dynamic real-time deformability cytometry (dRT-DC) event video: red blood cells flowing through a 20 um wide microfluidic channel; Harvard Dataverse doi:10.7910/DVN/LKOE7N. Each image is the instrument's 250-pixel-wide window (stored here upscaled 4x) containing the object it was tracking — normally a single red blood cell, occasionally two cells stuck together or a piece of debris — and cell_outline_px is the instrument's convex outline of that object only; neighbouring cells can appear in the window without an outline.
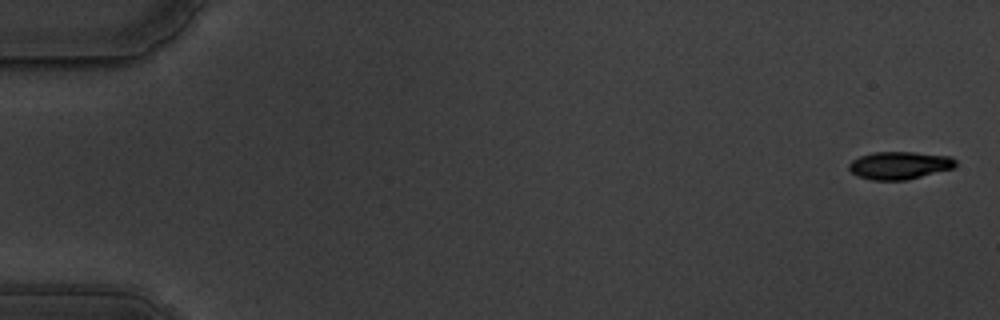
{"species": "common noctule bat (a hibernating species)", "species_latin": "Nyctalus noctula", "temperature_condition": "warm", "stored_images_in_passage": 59, "camera_frame_rate_fps": 3000, "um_per_image_px": 0.085, "animal": {"sex": "male", "body_mass_g": 19.5, "forearm_length_mm": 54.6}, "frame": {"image": 1, "passage_image": 2, "time_ms": 0.333, "image_size_px": [1000, 320], "cell_outline_px": [[956, 164], [952, 168], [908, 180], [872, 180], [856, 176], [848, 168], [848, 164], [852, 160], [860, 156], [872, 152], [916, 152], [952, 156], [956, 160]], "centroid_in_image_um": [76.44, 14.05], "position_along_channel_um": 8.6, "area_um2": 17.34}}
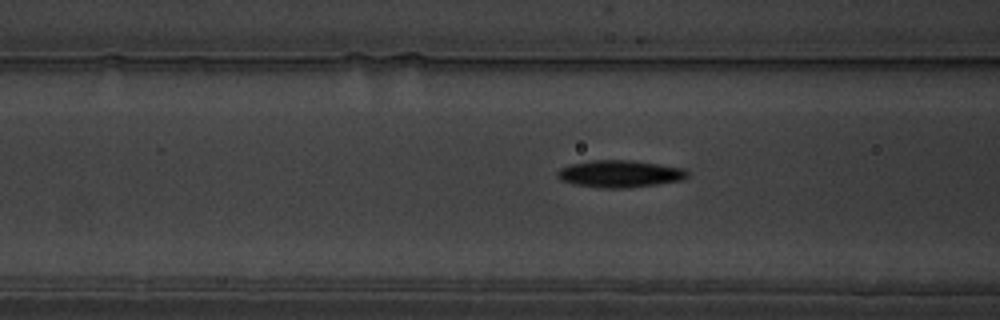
{"frame": {"image": 2, "passage_image": 24, "time_ms": 7.667, "image_size_px": [1000, 320], "cell_outline_px": [[688, 176], [684, 180], [628, 188], [604, 188], [572, 184], [560, 180], [556, 176], [556, 172], [560, 168], [568, 164], [592, 160], [632, 160], [660, 164], [684, 168], [688, 172]], "centroid_in_image_um": [52.66, 14.77], "position_along_channel_um": 113.9, "area_um2": 20.81}}
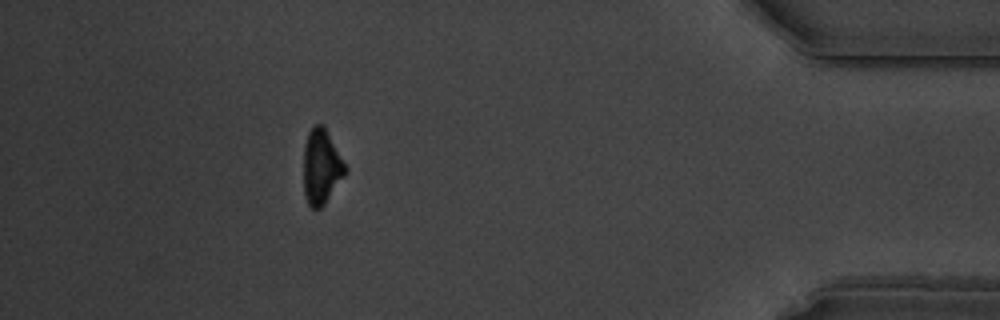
{"frame": {"image": 3, "passage_image": 53, "time_ms": 17.333, "image_size_px": [1000, 320], "cell_outline_px": [[348, 168], [344, 176], [324, 204], [320, 208], [312, 208], [308, 204], [304, 196], [304, 144], [308, 132], [316, 124], [324, 124]], "centroid_in_image_um": [27.32, 14.15], "position_along_channel_um": 407.9, "area_um2": 18.26}, "authors_computed_cell_mechanics": {"area_um2": 18.785, "velocity_mm_per_s": 3.5322, "shape_relaxation_time_tau1_ms": 2.4276, "shape_relaxation_time_tau2_ms": null, "deformation_change_tau1": 0.1559, "deformation_change_tau2": null}}